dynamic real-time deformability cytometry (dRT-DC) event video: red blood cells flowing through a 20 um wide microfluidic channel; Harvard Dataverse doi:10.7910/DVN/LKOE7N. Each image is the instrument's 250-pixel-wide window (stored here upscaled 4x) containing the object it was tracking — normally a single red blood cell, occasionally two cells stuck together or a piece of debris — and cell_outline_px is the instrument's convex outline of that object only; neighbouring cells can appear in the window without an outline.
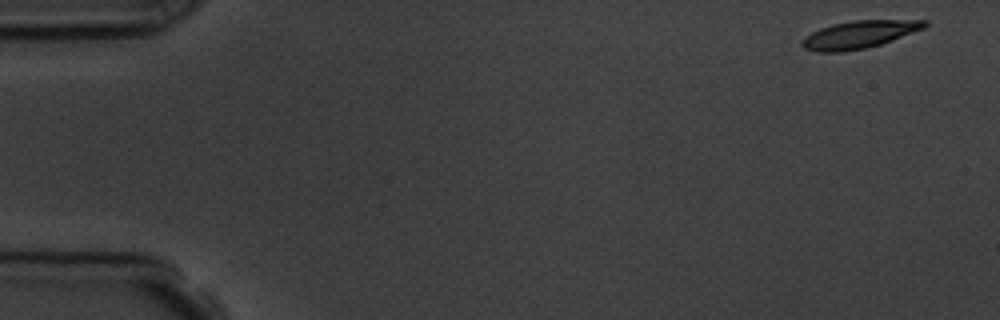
{"species": "common noctule bat (a hibernating species)", "species_latin": "Nyctalus noctula", "temperature_condition": "room temperature", "stored_images_in_passage": 4, "camera_frame_rate_fps": 3000, "um_per_image_px": 0.085, "animal": {"sex": "male", "body_mass_g": 19.5, "forearm_length_mm": 54.6}, "frame": {"image": 1, "passage_image": 1, "time_ms": 0.0, "image_size_px": [1000, 320], "cell_outline_px": [[928, 24], [924, 28], [880, 44], [864, 48], [840, 52], [820, 52], [804, 48], [800, 44], [800, 40], [804, 36], [820, 28], [832, 24], [852, 20], [928, 20]], "centroid_in_image_um": [72.98, 2.93], "position_along_channel_um": 12.0, "area_um2": 19.59}}
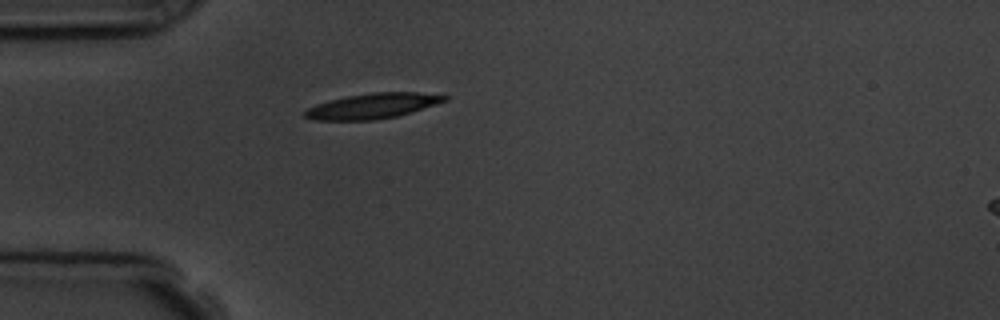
{"frame": {"image": 2, "passage_image": 4, "time_ms": 4.333, "image_size_px": [1000, 320], "cell_outline_px": [[448, 100], [436, 104], [396, 116], [372, 120], [312, 120], [304, 116], [304, 112], [308, 108], [316, 104], [328, 100], [348, 96], [372, 92], [416, 92], [448, 96]], "centroid_in_image_um": [31.63, 9.0], "position_along_channel_um": 53.4, "area_um2": 20.35}}